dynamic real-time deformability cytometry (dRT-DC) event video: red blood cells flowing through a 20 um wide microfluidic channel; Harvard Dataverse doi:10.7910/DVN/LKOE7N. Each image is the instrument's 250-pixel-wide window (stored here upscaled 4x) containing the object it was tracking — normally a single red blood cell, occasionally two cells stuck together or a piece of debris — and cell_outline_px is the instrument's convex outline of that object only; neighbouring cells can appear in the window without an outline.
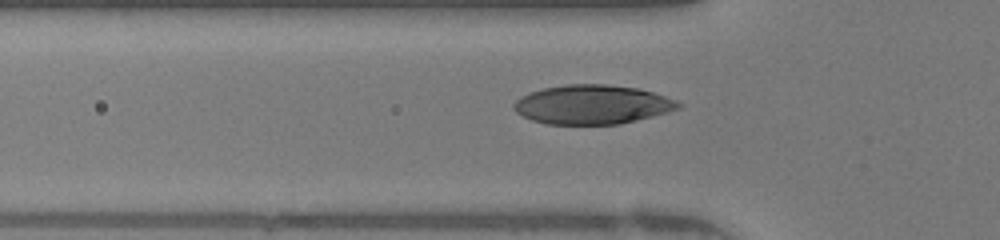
{"species": "human", "species_latin": "Homo sapiens", "temperature_condition": "warm", "stored_images_in_passage": 48, "camera_frame_rate_fps": 3000, "um_per_image_px": 0.085, "donor": {"sex": "female"}, "frame": {"image": 1, "passage_image": 15, "time_ms": 4.667, "image_size_px": [1000, 240], "cell_outline_px": [[684, 104], [680, 108], [668, 112], [620, 124], [548, 124], [532, 120], [516, 112], [512, 108], [512, 104], [520, 96], [544, 88], [568, 84], [604, 84], [636, 88], [652, 92], [676, 100]], "centroid_in_image_um": [50.34, 8.89], "position_along_channel_um": 75.5, "area_um2": 37.4}}
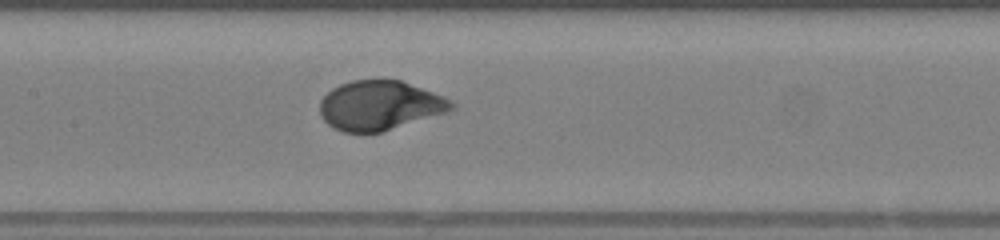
{"frame": {"image": 2, "passage_image": 22, "time_ms": 7.0, "image_size_px": [1000, 240], "cell_outline_px": [[456, 104], [452, 108], [444, 112], [380, 132], [344, 132], [328, 124], [320, 116], [320, 100], [332, 88], [340, 84], [352, 80], [400, 80], [444, 96]], "centroid_in_image_um": [32.23, 8.95], "position_along_channel_um": 175.2, "area_um2": 37.28}}
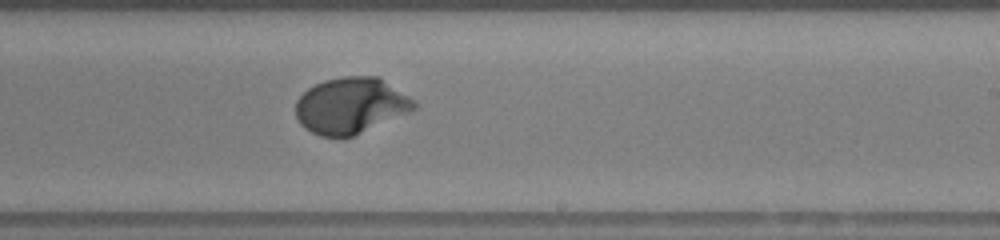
{"frame": {"image": 3, "passage_image": 28, "time_ms": 9.0, "image_size_px": [1000, 240], "cell_outline_px": [[416, 108], [408, 112], [352, 136], [320, 136], [304, 128], [300, 124], [296, 116], [296, 100], [308, 88], [324, 80], [344, 76], [380, 76], [416, 100]], "centroid_in_image_um": [29.82, 8.95], "position_along_channel_um": 259.2, "area_um2": 38.55}, "authors_computed_cell_mechanics": {"area_um2": 38.437, "velocity_mm_per_s": 4.2178, "shape_relaxation_time_tau1_ms": 2.7576, "shape_relaxation_time_tau2_ms": null, "deformation_change_tau1": 0.2143, "deformation_change_tau2": null}}